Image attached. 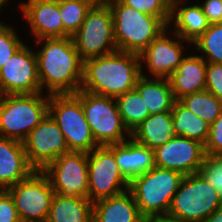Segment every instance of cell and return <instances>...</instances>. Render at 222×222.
<instances>
[{
	"instance_id": "7",
	"label": "cell",
	"mask_w": 222,
	"mask_h": 222,
	"mask_svg": "<svg viewBox=\"0 0 222 222\" xmlns=\"http://www.w3.org/2000/svg\"><path fill=\"white\" fill-rule=\"evenodd\" d=\"M75 95L81 100L86 120L99 146L123 143L131 138L115 98L91 94L81 89Z\"/></svg>"
},
{
	"instance_id": "20",
	"label": "cell",
	"mask_w": 222,
	"mask_h": 222,
	"mask_svg": "<svg viewBox=\"0 0 222 222\" xmlns=\"http://www.w3.org/2000/svg\"><path fill=\"white\" fill-rule=\"evenodd\" d=\"M207 61L201 55L186 56L168 78L175 100L206 88Z\"/></svg>"
},
{
	"instance_id": "2",
	"label": "cell",
	"mask_w": 222,
	"mask_h": 222,
	"mask_svg": "<svg viewBox=\"0 0 222 222\" xmlns=\"http://www.w3.org/2000/svg\"><path fill=\"white\" fill-rule=\"evenodd\" d=\"M138 54L122 51L83 61L81 90L116 98L135 88L141 76Z\"/></svg>"
},
{
	"instance_id": "37",
	"label": "cell",
	"mask_w": 222,
	"mask_h": 222,
	"mask_svg": "<svg viewBox=\"0 0 222 222\" xmlns=\"http://www.w3.org/2000/svg\"><path fill=\"white\" fill-rule=\"evenodd\" d=\"M199 5L210 25L222 23V0H205Z\"/></svg>"
},
{
	"instance_id": "18",
	"label": "cell",
	"mask_w": 222,
	"mask_h": 222,
	"mask_svg": "<svg viewBox=\"0 0 222 222\" xmlns=\"http://www.w3.org/2000/svg\"><path fill=\"white\" fill-rule=\"evenodd\" d=\"M34 170L28 162L23 142L0 136V190L16 185Z\"/></svg>"
},
{
	"instance_id": "34",
	"label": "cell",
	"mask_w": 222,
	"mask_h": 222,
	"mask_svg": "<svg viewBox=\"0 0 222 222\" xmlns=\"http://www.w3.org/2000/svg\"><path fill=\"white\" fill-rule=\"evenodd\" d=\"M205 153L222 157V110L217 119L210 125L209 136L204 144Z\"/></svg>"
},
{
	"instance_id": "25",
	"label": "cell",
	"mask_w": 222,
	"mask_h": 222,
	"mask_svg": "<svg viewBox=\"0 0 222 222\" xmlns=\"http://www.w3.org/2000/svg\"><path fill=\"white\" fill-rule=\"evenodd\" d=\"M93 202L55 193L46 222H92Z\"/></svg>"
},
{
	"instance_id": "8",
	"label": "cell",
	"mask_w": 222,
	"mask_h": 222,
	"mask_svg": "<svg viewBox=\"0 0 222 222\" xmlns=\"http://www.w3.org/2000/svg\"><path fill=\"white\" fill-rule=\"evenodd\" d=\"M48 113L61 129L69 151L89 153L99 147L75 94L49 95Z\"/></svg>"
},
{
	"instance_id": "12",
	"label": "cell",
	"mask_w": 222,
	"mask_h": 222,
	"mask_svg": "<svg viewBox=\"0 0 222 222\" xmlns=\"http://www.w3.org/2000/svg\"><path fill=\"white\" fill-rule=\"evenodd\" d=\"M42 171L49 178L55 193L88 198L87 153L70 151L62 154Z\"/></svg>"
},
{
	"instance_id": "3",
	"label": "cell",
	"mask_w": 222,
	"mask_h": 222,
	"mask_svg": "<svg viewBox=\"0 0 222 222\" xmlns=\"http://www.w3.org/2000/svg\"><path fill=\"white\" fill-rule=\"evenodd\" d=\"M183 178L178 171L155 166L129 182V191L147 222L167 216Z\"/></svg>"
},
{
	"instance_id": "15",
	"label": "cell",
	"mask_w": 222,
	"mask_h": 222,
	"mask_svg": "<svg viewBox=\"0 0 222 222\" xmlns=\"http://www.w3.org/2000/svg\"><path fill=\"white\" fill-rule=\"evenodd\" d=\"M205 155L204 144L182 136H173L154 149L156 167L178 171L184 176L198 173Z\"/></svg>"
},
{
	"instance_id": "16",
	"label": "cell",
	"mask_w": 222,
	"mask_h": 222,
	"mask_svg": "<svg viewBox=\"0 0 222 222\" xmlns=\"http://www.w3.org/2000/svg\"><path fill=\"white\" fill-rule=\"evenodd\" d=\"M166 32L167 29L139 55L141 72L143 71V64H145L152 77L169 78L186 57L183 54L184 46H182L181 42L187 43L189 41L183 40L173 31L172 35L176 39H170Z\"/></svg>"
},
{
	"instance_id": "17",
	"label": "cell",
	"mask_w": 222,
	"mask_h": 222,
	"mask_svg": "<svg viewBox=\"0 0 222 222\" xmlns=\"http://www.w3.org/2000/svg\"><path fill=\"white\" fill-rule=\"evenodd\" d=\"M20 9L27 19L34 39L63 38V22L58 2L27 0L21 2Z\"/></svg>"
},
{
	"instance_id": "35",
	"label": "cell",
	"mask_w": 222,
	"mask_h": 222,
	"mask_svg": "<svg viewBox=\"0 0 222 222\" xmlns=\"http://www.w3.org/2000/svg\"><path fill=\"white\" fill-rule=\"evenodd\" d=\"M205 90L222 101V63L207 62Z\"/></svg>"
},
{
	"instance_id": "26",
	"label": "cell",
	"mask_w": 222,
	"mask_h": 222,
	"mask_svg": "<svg viewBox=\"0 0 222 222\" xmlns=\"http://www.w3.org/2000/svg\"><path fill=\"white\" fill-rule=\"evenodd\" d=\"M172 120L176 136L194 139L205 144L210 130V124L196 116L179 100H175L172 107Z\"/></svg>"
},
{
	"instance_id": "33",
	"label": "cell",
	"mask_w": 222,
	"mask_h": 222,
	"mask_svg": "<svg viewBox=\"0 0 222 222\" xmlns=\"http://www.w3.org/2000/svg\"><path fill=\"white\" fill-rule=\"evenodd\" d=\"M198 174L218 191L222 200V157L206 154Z\"/></svg>"
},
{
	"instance_id": "11",
	"label": "cell",
	"mask_w": 222,
	"mask_h": 222,
	"mask_svg": "<svg viewBox=\"0 0 222 222\" xmlns=\"http://www.w3.org/2000/svg\"><path fill=\"white\" fill-rule=\"evenodd\" d=\"M88 198L91 202L129 190V181L120 172L114 153L99 146L87 153Z\"/></svg>"
},
{
	"instance_id": "27",
	"label": "cell",
	"mask_w": 222,
	"mask_h": 222,
	"mask_svg": "<svg viewBox=\"0 0 222 222\" xmlns=\"http://www.w3.org/2000/svg\"><path fill=\"white\" fill-rule=\"evenodd\" d=\"M115 100L122 121L130 133L150 115L144 100L135 89L119 95Z\"/></svg>"
},
{
	"instance_id": "31",
	"label": "cell",
	"mask_w": 222,
	"mask_h": 222,
	"mask_svg": "<svg viewBox=\"0 0 222 222\" xmlns=\"http://www.w3.org/2000/svg\"><path fill=\"white\" fill-rule=\"evenodd\" d=\"M121 4L136 9L139 12L161 18L168 26L171 7L166 0H118Z\"/></svg>"
},
{
	"instance_id": "5",
	"label": "cell",
	"mask_w": 222,
	"mask_h": 222,
	"mask_svg": "<svg viewBox=\"0 0 222 222\" xmlns=\"http://www.w3.org/2000/svg\"><path fill=\"white\" fill-rule=\"evenodd\" d=\"M49 95H0V136L24 141L48 113Z\"/></svg>"
},
{
	"instance_id": "22",
	"label": "cell",
	"mask_w": 222,
	"mask_h": 222,
	"mask_svg": "<svg viewBox=\"0 0 222 222\" xmlns=\"http://www.w3.org/2000/svg\"><path fill=\"white\" fill-rule=\"evenodd\" d=\"M185 3L180 2L171 7L169 25L173 23L174 28L171 31L192 44L209 28L210 24L199 4L186 6Z\"/></svg>"
},
{
	"instance_id": "10",
	"label": "cell",
	"mask_w": 222,
	"mask_h": 222,
	"mask_svg": "<svg viewBox=\"0 0 222 222\" xmlns=\"http://www.w3.org/2000/svg\"><path fill=\"white\" fill-rule=\"evenodd\" d=\"M6 191L13 198L21 222L47 221L55 192L42 170H34Z\"/></svg>"
},
{
	"instance_id": "6",
	"label": "cell",
	"mask_w": 222,
	"mask_h": 222,
	"mask_svg": "<svg viewBox=\"0 0 222 222\" xmlns=\"http://www.w3.org/2000/svg\"><path fill=\"white\" fill-rule=\"evenodd\" d=\"M221 205L218 191L194 173L182 179L166 217L182 222H204Z\"/></svg>"
},
{
	"instance_id": "30",
	"label": "cell",
	"mask_w": 222,
	"mask_h": 222,
	"mask_svg": "<svg viewBox=\"0 0 222 222\" xmlns=\"http://www.w3.org/2000/svg\"><path fill=\"white\" fill-rule=\"evenodd\" d=\"M192 45L207 62L222 63V23L211 24ZM206 57V58H205Z\"/></svg>"
},
{
	"instance_id": "32",
	"label": "cell",
	"mask_w": 222,
	"mask_h": 222,
	"mask_svg": "<svg viewBox=\"0 0 222 222\" xmlns=\"http://www.w3.org/2000/svg\"><path fill=\"white\" fill-rule=\"evenodd\" d=\"M24 44L12 27L0 21V69Z\"/></svg>"
},
{
	"instance_id": "28",
	"label": "cell",
	"mask_w": 222,
	"mask_h": 222,
	"mask_svg": "<svg viewBox=\"0 0 222 222\" xmlns=\"http://www.w3.org/2000/svg\"><path fill=\"white\" fill-rule=\"evenodd\" d=\"M179 101L210 125L217 119L222 110V101L218 100L208 90L185 95Z\"/></svg>"
},
{
	"instance_id": "40",
	"label": "cell",
	"mask_w": 222,
	"mask_h": 222,
	"mask_svg": "<svg viewBox=\"0 0 222 222\" xmlns=\"http://www.w3.org/2000/svg\"><path fill=\"white\" fill-rule=\"evenodd\" d=\"M188 2L187 0H166V2L172 7L174 4L180 3V2Z\"/></svg>"
},
{
	"instance_id": "43",
	"label": "cell",
	"mask_w": 222,
	"mask_h": 222,
	"mask_svg": "<svg viewBox=\"0 0 222 222\" xmlns=\"http://www.w3.org/2000/svg\"><path fill=\"white\" fill-rule=\"evenodd\" d=\"M48 1H55V2H59V1H62V0H48Z\"/></svg>"
},
{
	"instance_id": "4",
	"label": "cell",
	"mask_w": 222,
	"mask_h": 222,
	"mask_svg": "<svg viewBox=\"0 0 222 222\" xmlns=\"http://www.w3.org/2000/svg\"><path fill=\"white\" fill-rule=\"evenodd\" d=\"M107 4L112 12L114 40L119 51L140 55L169 28L161 18L139 12L118 0Z\"/></svg>"
},
{
	"instance_id": "41",
	"label": "cell",
	"mask_w": 222,
	"mask_h": 222,
	"mask_svg": "<svg viewBox=\"0 0 222 222\" xmlns=\"http://www.w3.org/2000/svg\"><path fill=\"white\" fill-rule=\"evenodd\" d=\"M95 4L97 3H108L111 0H92Z\"/></svg>"
},
{
	"instance_id": "24",
	"label": "cell",
	"mask_w": 222,
	"mask_h": 222,
	"mask_svg": "<svg viewBox=\"0 0 222 222\" xmlns=\"http://www.w3.org/2000/svg\"><path fill=\"white\" fill-rule=\"evenodd\" d=\"M134 89L144 100L150 114L172 110L175 99L168 78L149 77L142 71Z\"/></svg>"
},
{
	"instance_id": "9",
	"label": "cell",
	"mask_w": 222,
	"mask_h": 222,
	"mask_svg": "<svg viewBox=\"0 0 222 222\" xmlns=\"http://www.w3.org/2000/svg\"><path fill=\"white\" fill-rule=\"evenodd\" d=\"M72 39L83 61L117 51L113 16L108 4H94Z\"/></svg>"
},
{
	"instance_id": "14",
	"label": "cell",
	"mask_w": 222,
	"mask_h": 222,
	"mask_svg": "<svg viewBox=\"0 0 222 222\" xmlns=\"http://www.w3.org/2000/svg\"><path fill=\"white\" fill-rule=\"evenodd\" d=\"M40 92L36 53L24 44L0 69V95Z\"/></svg>"
},
{
	"instance_id": "38",
	"label": "cell",
	"mask_w": 222,
	"mask_h": 222,
	"mask_svg": "<svg viewBox=\"0 0 222 222\" xmlns=\"http://www.w3.org/2000/svg\"><path fill=\"white\" fill-rule=\"evenodd\" d=\"M204 222H222V205L213 211Z\"/></svg>"
},
{
	"instance_id": "29",
	"label": "cell",
	"mask_w": 222,
	"mask_h": 222,
	"mask_svg": "<svg viewBox=\"0 0 222 222\" xmlns=\"http://www.w3.org/2000/svg\"><path fill=\"white\" fill-rule=\"evenodd\" d=\"M58 3L63 22V38L72 37L80 29L88 11L95 4L92 0H62Z\"/></svg>"
},
{
	"instance_id": "42",
	"label": "cell",
	"mask_w": 222,
	"mask_h": 222,
	"mask_svg": "<svg viewBox=\"0 0 222 222\" xmlns=\"http://www.w3.org/2000/svg\"><path fill=\"white\" fill-rule=\"evenodd\" d=\"M7 1L8 0H0V10L2 9V7H4V5Z\"/></svg>"
},
{
	"instance_id": "36",
	"label": "cell",
	"mask_w": 222,
	"mask_h": 222,
	"mask_svg": "<svg viewBox=\"0 0 222 222\" xmlns=\"http://www.w3.org/2000/svg\"><path fill=\"white\" fill-rule=\"evenodd\" d=\"M0 222H21L13 198L6 190H0Z\"/></svg>"
},
{
	"instance_id": "21",
	"label": "cell",
	"mask_w": 222,
	"mask_h": 222,
	"mask_svg": "<svg viewBox=\"0 0 222 222\" xmlns=\"http://www.w3.org/2000/svg\"><path fill=\"white\" fill-rule=\"evenodd\" d=\"M92 222H147L140 214L132 193L127 190L119 195L93 202Z\"/></svg>"
},
{
	"instance_id": "19",
	"label": "cell",
	"mask_w": 222,
	"mask_h": 222,
	"mask_svg": "<svg viewBox=\"0 0 222 222\" xmlns=\"http://www.w3.org/2000/svg\"><path fill=\"white\" fill-rule=\"evenodd\" d=\"M107 147L114 153L120 172L129 182L155 167L154 149L143 146L132 138Z\"/></svg>"
},
{
	"instance_id": "13",
	"label": "cell",
	"mask_w": 222,
	"mask_h": 222,
	"mask_svg": "<svg viewBox=\"0 0 222 222\" xmlns=\"http://www.w3.org/2000/svg\"><path fill=\"white\" fill-rule=\"evenodd\" d=\"M29 164L35 170H43L58 156L68 153L65 137L49 113L23 141Z\"/></svg>"
},
{
	"instance_id": "1",
	"label": "cell",
	"mask_w": 222,
	"mask_h": 222,
	"mask_svg": "<svg viewBox=\"0 0 222 222\" xmlns=\"http://www.w3.org/2000/svg\"><path fill=\"white\" fill-rule=\"evenodd\" d=\"M43 43L37 57L38 77L42 93L48 95L75 94L83 79V60L72 37L42 38Z\"/></svg>"
},
{
	"instance_id": "39",
	"label": "cell",
	"mask_w": 222,
	"mask_h": 222,
	"mask_svg": "<svg viewBox=\"0 0 222 222\" xmlns=\"http://www.w3.org/2000/svg\"><path fill=\"white\" fill-rule=\"evenodd\" d=\"M151 222H182V221H177L168 217H162V218L155 219Z\"/></svg>"
},
{
	"instance_id": "23",
	"label": "cell",
	"mask_w": 222,
	"mask_h": 222,
	"mask_svg": "<svg viewBox=\"0 0 222 222\" xmlns=\"http://www.w3.org/2000/svg\"><path fill=\"white\" fill-rule=\"evenodd\" d=\"M176 136L172 112L150 114L138 127L131 132V138L150 149L165 144Z\"/></svg>"
}]
</instances>
